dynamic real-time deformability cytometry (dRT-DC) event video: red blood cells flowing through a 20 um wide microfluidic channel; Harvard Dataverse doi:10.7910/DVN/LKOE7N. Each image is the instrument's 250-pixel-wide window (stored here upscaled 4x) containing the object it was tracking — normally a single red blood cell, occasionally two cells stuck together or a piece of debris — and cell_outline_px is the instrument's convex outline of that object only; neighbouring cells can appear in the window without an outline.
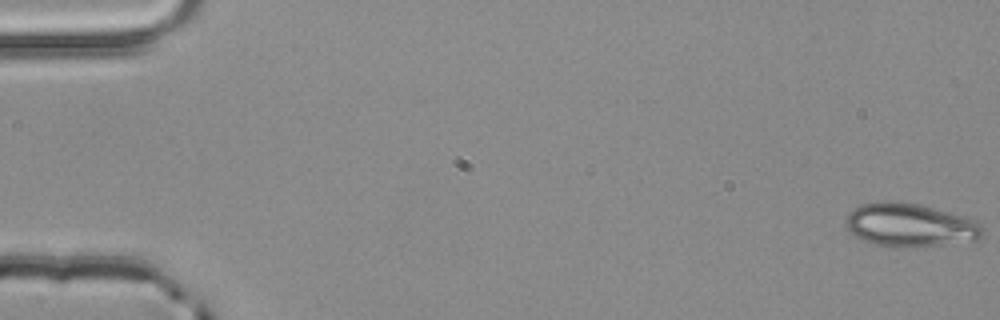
{"species": "common noctule bat (a hibernating species)", "species_latin": "Nyctalus noctula", "temperature_condition": "room temperature", "stored_images_in_passage": 4, "camera_frame_rate_fps": 3000, "um_per_image_px": 0.085, "animal": {"sex": "male", "body_mass_g": 20.4}, "frame": {"image": 1, "passage_image": 1, "time_ms": 0.0, "image_size_px": [1000, 320], "cell_outline_px": [[984, 236], [980, 240], [904, 248], [876, 244], [860, 240], [848, 232], [844, 220], [848, 212], [860, 204], [884, 200], [892, 200], [916, 204], [964, 216], [980, 224], [984, 228]], "centroid_in_image_um": [77.3, 19.13], "position_along_channel_um": 7.7, "area_um2": 34.91}}